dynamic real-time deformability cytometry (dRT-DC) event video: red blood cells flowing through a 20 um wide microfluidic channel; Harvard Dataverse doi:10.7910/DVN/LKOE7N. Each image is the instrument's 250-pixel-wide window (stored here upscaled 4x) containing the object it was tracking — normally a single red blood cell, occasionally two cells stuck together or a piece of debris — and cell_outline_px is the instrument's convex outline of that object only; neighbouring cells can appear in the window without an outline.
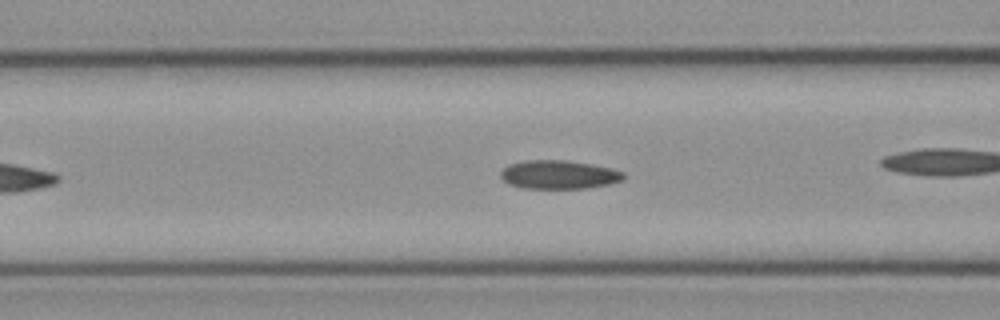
{"species": "common noctule bat (a hibernating species)", "species_latin": "Nyctalus noctula", "temperature_condition": "cold", "stored_images_in_passage": 41, "camera_frame_rate_fps": 3000, "um_per_image_px": 0.085, "animal": {"sex": "female", "body_mass_g": 21.9}, "frame": {"image": 1, "passage_image": 12, "time_ms": 3.667, "image_size_px": [1000, 320], "cell_outline_px": [[624, 180], [612, 184], [584, 188], [524, 188], [508, 184], [500, 176], [500, 172], [508, 164], [524, 160], [568, 160], [592, 164], [612, 168], [624, 172]], "centroid_in_image_um": [47.52, 14.83], "position_along_channel_um": 119.1, "area_um2": 20.69}, "authors_computed_cell_mechanics": {"area_um2": 20.23, "velocity_mm_per_s": 3.834, "shape_relaxation_time_tau1_ms": null, "shape_relaxation_time_tau2_ms": 4.0406, "deformation_change_tau1": null, "deformation_change_tau2": 0.0852}}